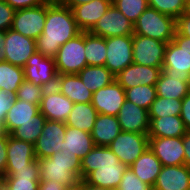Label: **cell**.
Segmentation results:
<instances>
[{"instance_id":"ac0fdd59","label":"cell","mask_w":190,"mask_h":190,"mask_svg":"<svg viewBox=\"0 0 190 190\" xmlns=\"http://www.w3.org/2000/svg\"><path fill=\"white\" fill-rule=\"evenodd\" d=\"M112 5V0H91L71 10L80 31L90 32Z\"/></svg>"},{"instance_id":"91938a15","label":"cell","mask_w":190,"mask_h":190,"mask_svg":"<svg viewBox=\"0 0 190 190\" xmlns=\"http://www.w3.org/2000/svg\"><path fill=\"white\" fill-rule=\"evenodd\" d=\"M2 187H3V178L0 177V190H2Z\"/></svg>"},{"instance_id":"680465c9","label":"cell","mask_w":190,"mask_h":190,"mask_svg":"<svg viewBox=\"0 0 190 190\" xmlns=\"http://www.w3.org/2000/svg\"><path fill=\"white\" fill-rule=\"evenodd\" d=\"M2 190H13L12 188H10V187L4 182V179H3V187H2Z\"/></svg>"},{"instance_id":"d6a6232c","label":"cell","mask_w":190,"mask_h":190,"mask_svg":"<svg viewBox=\"0 0 190 190\" xmlns=\"http://www.w3.org/2000/svg\"><path fill=\"white\" fill-rule=\"evenodd\" d=\"M85 56L89 66H105L107 58L106 38L85 32Z\"/></svg>"},{"instance_id":"ab89813d","label":"cell","mask_w":190,"mask_h":190,"mask_svg":"<svg viewBox=\"0 0 190 190\" xmlns=\"http://www.w3.org/2000/svg\"><path fill=\"white\" fill-rule=\"evenodd\" d=\"M45 89L44 86L35 85L25 79L14 95L16 99L40 105Z\"/></svg>"},{"instance_id":"1f68e13d","label":"cell","mask_w":190,"mask_h":190,"mask_svg":"<svg viewBox=\"0 0 190 190\" xmlns=\"http://www.w3.org/2000/svg\"><path fill=\"white\" fill-rule=\"evenodd\" d=\"M82 83L92 93L104 88L115 80V76L105 66L87 65L78 73Z\"/></svg>"},{"instance_id":"4316f807","label":"cell","mask_w":190,"mask_h":190,"mask_svg":"<svg viewBox=\"0 0 190 190\" xmlns=\"http://www.w3.org/2000/svg\"><path fill=\"white\" fill-rule=\"evenodd\" d=\"M162 167L163 165L149 147L131 166H129L133 173L139 177L142 182L152 187L155 184Z\"/></svg>"},{"instance_id":"83f0119b","label":"cell","mask_w":190,"mask_h":190,"mask_svg":"<svg viewBox=\"0 0 190 190\" xmlns=\"http://www.w3.org/2000/svg\"><path fill=\"white\" fill-rule=\"evenodd\" d=\"M121 131L117 116L98 114L91 136L94 145L108 146Z\"/></svg>"},{"instance_id":"bcb514c9","label":"cell","mask_w":190,"mask_h":190,"mask_svg":"<svg viewBox=\"0 0 190 190\" xmlns=\"http://www.w3.org/2000/svg\"><path fill=\"white\" fill-rule=\"evenodd\" d=\"M7 144L8 135L0 138V177H5L6 165H7Z\"/></svg>"},{"instance_id":"681fc988","label":"cell","mask_w":190,"mask_h":190,"mask_svg":"<svg viewBox=\"0 0 190 190\" xmlns=\"http://www.w3.org/2000/svg\"><path fill=\"white\" fill-rule=\"evenodd\" d=\"M38 190H64V186L55 181H40Z\"/></svg>"},{"instance_id":"9f6ffc18","label":"cell","mask_w":190,"mask_h":190,"mask_svg":"<svg viewBox=\"0 0 190 190\" xmlns=\"http://www.w3.org/2000/svg\"><path fill=\"white\" fill-rule=\"evenodd\" d=\"M8 135V132L5 127L4 121H0V138L6 137Z\"/></svg>"},{"instance_id":"6da1fadb","label":"cell","mask_w":190,"mask_h":190,"mask_svg":"<svg viewBox=\"0 0 190 190\" xmlns=\"http://www.w3.org/2000/svg\"><path fill=\"white\" fill-rule=\"evenodd\" d=\"M71 8L59 0L46 3V21L43 33L36 39V51L55 58L61 45L80 33Z\"/></svg>"},{"instance_id":"9a60e30c","label":"cell","mask_w":190,"mask_h":190,"mask_svg":"<svg viewBox=\"0 0 190 190\" xmlns=\"http://www.w3.org/2000/svg\"><path fill=\"white\" fill-rule=\"evenodd\" d=\"M125 100V90L114 80L93 93L91 104L98 114L117 116Z\"/></svg>"},{"instance_id":"ba28073f","label":"cell","mask_w":190,"mask_h":190,"mask_svg":"<svg viewBox=\"0 0 190 190\" xmlns=\"http://www.w3.org/2000/svg\"><path fill=\"white\" fill-rule=\"evenodd\" d=\"M23 68L27 81H31L38 86H44L45 88L56 86L58 73L54 58L45 57L36 51L28 59Z\"/></svg>"},{"instance_id":"f5cc1de1","label":"cell","mask_w":190,"mask_h":190,"mask_svg":"<svg viewBox=\"0 0 190 190\" xmlns=\"http://www.w3.org/2000/svg\"><path fill=\"white\" fill-rule=\"evenodd\" d=\"M64 190H85V181L80 179L74 185L65 186Z\"/></svg>"},{"instance_id":"4dcf8cb0","label":"cell","mask_w":190,"mask_h":190,"mask_svg":"<svg viewBox=\"0 0 190 190\" xmlns=\"http://www.w3.org/2000/svg\"><path fill=\"white\" fill-rule=\"evenodd\" d=\"M98 116L95 107L90 103H74L65 122L66 126L91 133Z\"/></svg>"},{"instance_id":"d6986e66","label":"cell","mask_w":190,"mask_h":190,"mask_svg":"<svg viewBox=\"0 0 190 190\" xmlns=\"http://www.w3.org/2000/svg\"><path fill=\"white\" fill-rule=\"evenodd\" d=\"M117 119L123 132H135L139 134H148L149 131V113L132 102L125 100Z\"/></svg>"},{"instance_id":"5bb4252c","label":"cell","mask_w":190,"mask_h":190,"mask_svg":"<svg viewBox=\"0 0 190 190\" xmlns=\"http://www.w3.org/2000/svg\"><path fill=\"white\" fill-rule=\"evenodd\" d=\"M149 148L163 166L185 165L183 136L149 137Z\"/></svg>"},{"instance_id":"f6af8a7d","label":"cell","mask_w":190,"mask_h":190,"mask_svg":"<svg viewBox=\"0 0 190 190\" xmlns=\"http://www.w3.org/2000/svg\"><path fill=\"white\" fill-rule=\"evenodd\" d=\"M176 32L190 38V15L184 12L176 19Z\"/></svg>"},{"instance_id":"7bdbcfd3","label":"cell","mask_w":190,"mask_h":190,"mask_svg":"<svg viewBox=\"0 0 190 190\" xmlns=\"http://www.w3.org/2000/svg\"><path fill=\"white\" fill-rule=\"evenodd\" d=\"M16 98L14 94L0 90V121H5L7 113L11 109Z\"/></svg>"},{"instance_id":"cb8c5ba5","label":"cell","mask_w":190,"mask_h":190,"mask_svg":"<svg viewBox=\"0 0 190 190\" xmlns=\"http://www.w3.org/2000/svg\"><path fill=\"white\" fill-rule=\"evenodd\" d=\"M55 88L73 103H90L92 101V91L85 87L78 74L58 75Z\"/></svg>"},{"instance_id":"f907efd6","label":"cell","mask_w":190,"mask_h":190,"mask_svg":"<svg viewBox=\"0 0 190 190\" xmlns=\"http://www.w3.org/2000/svg\"><path fill=\"white\" fill-rule=\"evenodd\" d=\"M178 47H183L190 52V38L186 36L179 35L177 32L172 39Z\"/></svg>"},{"instance_id":"30bf717a","label":"cell","mask_w":190,"mask_h":190,"mask_svg":"<svg viewBox=\"0 0 190 190\" xmlns=\"http://www.w3.org/2000/svg\"><path fill=\"white\" fill-rule=\"evenodd\" d=\"M46 21V3L36 7L16 10L11 29L24 36L37 39Z\"/></svg>"},{"instance_id":"b9f144b4","label":"cell","mask_w":190,"mask_h":190,"mask_svg":"<svg viewBox=\"0 0 190 190\" xmlns=\"http://www.w3.org/2000/svg\"><path fill=\"white\" fill-rule=\"evenodd\" d=\"M15 10L4 0H0V30L11 29Z\"/></svg>"},{"instance_id":"7c38bea8","label":"cell","mask_w":190,"mask_h":190,"mask_svg":"<svg viewBox=\"0 0 190 190\" xmlns=\"http://www.w3.org/2000/svg\"><path fill=\"white\" fill-rule=\"evenodd\" d=\"M90 33L103 38L133 35L134 24L112 4Z\"/></svg>"},{"instance_id":"f35d334b","label":"cell","mask_w":190,"mask_h":190,"mask_svg":"<svg viewBox=\"0 0 190 190\" xmlns=\"http://www.w3.org/2000/svg\"><path fill=\"white\" fill-rule=\"evenodd\" d=\"M148 3L149 7L174 19L186 11V0H148Z\"/></svg>"},{"instance_id":"6f0895ef","label":"cell","mask_w":190,"mask_h":190,"mask_svg":"<svg viewBox=\"0 0 190 190\" xmlns=\"http://www.w3.org/2000/svg\"><path fill=\"white\" fill-rule=\"evenodd\" d=\"M186 14L190 15V0H186Z\"/></svg>"},{"instance_id":"52a82bcc","label":"cell","mask_w":190,"mask_h":190,"mask_svg":"<svg viewBox=\"0 0 190 190\" xmlns=\"http://www.w3.org/2000/svg\"><path fill=\"white\" fill-rule=\"evenodd\" d=\"M133 63L162 68L167 43L147 36L132 35Z\"/></svg>"},{"instance_id":"d4e9b609","label":"cell","mask_w":190,"mask_h":190,"mask_svg":"<svg viewBox=\"0 0 190 190\" xmlns=\"http://www.w3.org/2000/svg\"><path fill=\"white\" fill-rule=\"evenodd\" d=\"M162 71L190 75V52L183 47H178L173 40L168 42L165 48Z\"/></svg>"},{"instance_id":"2e32d148","label":"cell","mask_w":190,"mask_h":190,"mask_svg":"<svg viewBox=\"0 0 190 190\" xmlns=\"http://www.w3.org/2000/svg\"><path fill=\"white\" fill-rule=\"evenodd\" d=\"M73 104L69 98L55 87L46 88L39 109L46 120L65 123L72 110Z\"/></svg>"},{"instance_id":"d590c367","label":"cell","mask_w":190,"mask_h":190,"mask_svg":"<svg viewBox=\"0 0 190 190\" xmlns=\"http://www.w3.org/2000/svg\"><path fill=\"white\" fill-rule=\"evenodd\" d=\"M125 97L127 101L149 111L152 103L157 97V92L155 86H142L140 84L137 87L125 89Z\"/></svg>"},{"instance_id":"3957f363","label":"cell","mask_w":190,"mask_h":190,"mask_svg":"<svg viewBox=\"0 0 190 190\" xmlns=\"http://www.w3.org/2000/svg\"><path fill=\"white\" fill-rule=\"evenodd\" d=\"M38 162L40 181L53 180L65 187L81 179V159L75 154L58 151Z\"/></svg>"},{"instance_id":"7402d4cb","label":"cell","mask_w":190,"mask_h":190,"mask_svg":"<svg viewBox=\"0 0 190 190\" xmlns=\"http://www.w3.org/2000/svg\"><path fill=\"white\" fill-rule=\"evenodd\" d=\"M38 159L26 168L6 169L4 182L13 190H38L40 182Z\"/></svg>"},{"instance_id":"9c48e42d","label":"cell","mask_w":190,"mask_h":190,"mask_svg":"<svg viewBox=\"0 0 190 190\" xmlns=\"http://www.w3.org/2000/svg\"><path fill=\"white\" fill-rule=\"evenodd\" d=\"M105 67L116 76L133 63L132 35L106 38Z\"/></svg>"},{"instance_id":"ffe728a7","label":"cell","mask_w":190,"mask_h":190,"mask_svg":"<svg viewBox=\"0 0 190 190\" xmlns=\"http://www.w3.org/2000/svg\"><path fill=\"white\" fill-rule=\"evenodd\" d=\"M155 88L159 97L182 100L190 92V75L161 71Z\"/></svg>"},{"instance_id":"f546056e","label":"cell","mask_w":190,"mask_h":190,"mask_svg":"<svg viewBox=\"0 0 190 190\" xmlns=\"http://www.w3.org/2000/svg\"><path fill=\"white\" fill-rule=\"evenodd\" d=\"M39 106L40 105L16 99L4 121L8 134H11L23 123L36 120V115L40 112Z\"/></svg>"},{"instance_id":"ee69618b","label":"cell","mask_w":190,"mask_h":190,"mask_svg":"<svg viewBox=\"0 0 190 190\" xmlns=\"http://www.w3.org/2000/svg\"><path fill=\"white\" fill-rule=\"evenodd\" d=\"M8 3L15 11L25 8L36 7L41 4L47 3L50 0H4Z\"/></svg>"},{"instance_id":"8fae6325","label":"cell","mask_w":190,"mask_h":190,"mask_svg":"<svg viewBox=\"0 0 190 190\" xmlns=\"http://www.w3.org/2000/svg\"><path fill=\"white\" fill-rule=\"evenodd\" d=\"M4 57L12 65L24 67L28 59L36 52V40L24 36L12 29L5 31Z\"/></svg>"},{"instance_id":"816d5d0a","label":"cell","mask_w":190,"mask_h":190,"mask_svg":"<svg viewBox=\"0 0 190 190\" xmlns=\"http://www.w3.org/2000/svg\"><path fill=\"white\" fill-rule=\"evenodd\" d=\"M59 1L63 5L72 9L74 6L85 4L87 2H90L91 0H59Z\"/></svg>"},{"instance_id":"f1b7e54d","label":"cell","mask_w":190,"mask_h":190,"mask_svg":"<svg viewBox=\"0 0 190 190\" xmlns=\"http://www.w3.org/2000/svg\"><path fill=\"white\" fill-rule=\"evenodd\" d=\"M149 137H180L187 129L180 116L149 118Z\"/></svg>"},{"instance_id":"44dd1931","label":"cell","mask_w":190,"mask_h":190,"mask_svg":"<svg viewBox=\"0 0 190 190\" xmlns=\"http://www.w3.org/2000/svg\"><path fill=\"white\" fill-rule=\"evenodd\" d=\"M153 190H190V168L186 165L163 166Z\"/></svg>"},{"instance_id":"7a4b0ae2","label":"cell","mask_w":190,"mask_h":190,"mask_svg":"<svg viewBox=\"0 0 190 190\" xmlns=\"http://www.w3.org/2000/svg\"><path fill=\"white\" fill-rule=\"evenodd\" d=\"M127 166L108 146H97L81 159V179L87 184L115 189Z\"/></svg>"},{"instance_id":"60d3db41","label":"cell","mask_w":190,"mask_h":190,"mask_svg":"<svg viewBox=\"0 0 190 190\" xmlns=\"http://www.w3.org/2000/svg\"><path fill=\"white\" fill-rule=\"evenodd\" d=\"M118 188L121 190H153L152 186L142 182L129 167L125 170Z\"/></svg>"},{"instance_id":"603a6c76","label":"cell","mask_w":190,"mask_h":190,"mask_svg":"<svg viewBox=\"0 0 190 190\" xmlns=\"http://www.w3.org/2000/svg\"><path fill=\"white\" fill-rule=\"evenodd\" d=\"M33 160H36L34 145L8 134L6 169L26 168Z\"/></svg>"},{"instance_id":"c3c4849f","label":"cell","mask_w":190,"mask_h":190,"mask_svg":"<svg viewBox=\"0 0 190 190\" xmlns=\"http://www.w3.org/2000/svg\"><path fill=\"white\" fill-rule=\"evenodd\" d=\"M183 146H184V163L190 168V131H187L183 135Z\"/></svg>"},{"instance_id":"8992f818","label":"cell","mask_w":190,"mask_h":190,"mask_svg":"<svg viewBox=\"0 0 190 190\" xmlns=\"http://www.w3.org/2000/svg\"><path fill=\"white\" fill-rule=\"evenodd\" d=\"M108 147L122 164L129 167L149 147V136L121 131Z\"/></svg>"},{"instance_id":"484cf974","label":"cell","mask_w":190,"mask_h":190,"mask_svg":"<svg viewBox=\"0 0 190 190\" xmlns=\"http://www.w3.org/2000/svg\"><path fill=\"white\" fill-rule=\"evenodd\" d=\"M94 146L91 133L66 126L63 146L60 148L61 152L75 154L79 159H83Z\"/></svg>"},{"instance_id":"7dc6e473","label":"cell","mask_w":190,"mask_h":190,"mask_svg":"<svg viewBox=\"0 0 190 190\" xmlns=\"http://www.w3.org/2000/svg\"><path fill=\"white\" fill-rule=\"evenodd\" d=\"M180 117L187 131H190V92L182 99Z\"/></svg>"},{"instance_id":"db71d44e","label":"cell","mask_w":190,"mask_h":190,"mask_svg":"<svg viewBox=\"0 0 190 190\" xmlns=\"http://www.w3.org/2000/svg\"><path fill=\"white\" fill-rule=\"evenodd\" d=\"M5 31L0 30V62L5 61L3 49H4V43H5Z\"/></svg>"},{"instance_id":"e575fe53","label":"cell","mask_w":190,"mask_h":190,"mask_svg":"<svg viewBox=\"0 0 190 190\" xmlns=\"http://www.w3.org/2000/svg\"><path fill=\"white\" fill-rule=\"evenodd\" d=\"M45 116L39 112L36 120H30L17 127L10 135L17 140L35 144L38 137L42 134L45 124Z\"/></svg>"},{"instance_id":"4fadbf2b","label":"cell","mask_w":190,"mask_h":190,"mask_svg":"<svg viewBox=\"0 0 190 190\" xmlns=\"http://www.w3.org/2000/svg\"><path fill=\"white\" fill-rule=\"evenodd\" d=\"M65 133L66 124L64 122L46 120L42 134L34 144L36 159L49 158L60 151Z\"/></svg>"},{"instance_id":"277c9868","label":"cell","mask_w":190,"mask_h":190,"mask_svg":"<svg viewBox=\"0 0 190 190\" xmlns=\"http://www.w3.org/2000/svg\"><path fill=\"white\" fill-rule=\"evenodd\" d=\"M176 33V19L148 7L134 23V34L170 42Z\"/></svg>"},{"instance_id":"8d00e7d4","label":"cell","mask_w":190,"mask_h":190,"mask_svg":"<svg viewBox=\"0 0 190 190\" xmlns=\"http://www.w3.org/2000/svg\"><path fill=\"white\" fill-rule=\"evenodd\" d=\"M181 106L182 100L166 99L157 96L148 111L149 118H160L170 115L180 116Z\"/></svg>"},{"instance_id":"e0dca14e","label":"cell","mask_w":190,"mask_h":190,"mask_svg":"<svg viewBox=\"0 0 190 190\" xmlns=\"http://www.w3.org/2000/svg\"><path fill=\"white\" fill-rule=\"evenodd\" d=\"M162 68L143 66L140 64L132 63L124 70L115 76V80L120 86L125 89L142 86L152 85L155 86Z\"/></svg>"},{"instance_id":"836d02e7","label":"cell","mask_w":190,"mask_h":190,"mask_svg":"<svg viewBox=\"0 0 190 190\" xmlns=\"http://www.w3.org/2000/svg\"><path fill=\"white\" fill-rule=\"evenodd\" d=\"M25 80L24 68L9 62H0V90L15 94Z\"/></svg>"},{"instance_id":"11a10c76","label":"cell","mask_w":190,"mask_h":190,"mask_svg":"<svg viewBox=\"0 0 190 190\" xmlns=\"http://www.w3.org/2000/svg\"><path fill=\"white\" fill-rule=\"evenodd\" d=\"M85 190H113L112 188L90 185L85 182Z\"/></svg>"},{"instance_id":"74e56055","label":"cell","mask_w":190,"mask_h":190,"mask_svg":"<svg viewBox=\"0 0 190 190\" xmlns=\"http://www.w3.org/2000/svg\"><path fill=\"white\" fill-rule=\"evenodd\" d=\"M112 4L133 24L149 7L148 0H112Z\"/></svg>"},{"instance_id":"5b68a950","label":"cell","mask_w":190,"mask_h":190,"mask_svg":"<svg viewBox=\"0 0 190 190\" xmlns=\"http://www.w3.org/2000/svg\"><path fill=\"white\" fill-rule=\"evenodd\" d=\"M54 59L58 75H74L83 70L87 66L85 32L81 31L77 36L61 45Z\"/></svg>"}]
</instances>
